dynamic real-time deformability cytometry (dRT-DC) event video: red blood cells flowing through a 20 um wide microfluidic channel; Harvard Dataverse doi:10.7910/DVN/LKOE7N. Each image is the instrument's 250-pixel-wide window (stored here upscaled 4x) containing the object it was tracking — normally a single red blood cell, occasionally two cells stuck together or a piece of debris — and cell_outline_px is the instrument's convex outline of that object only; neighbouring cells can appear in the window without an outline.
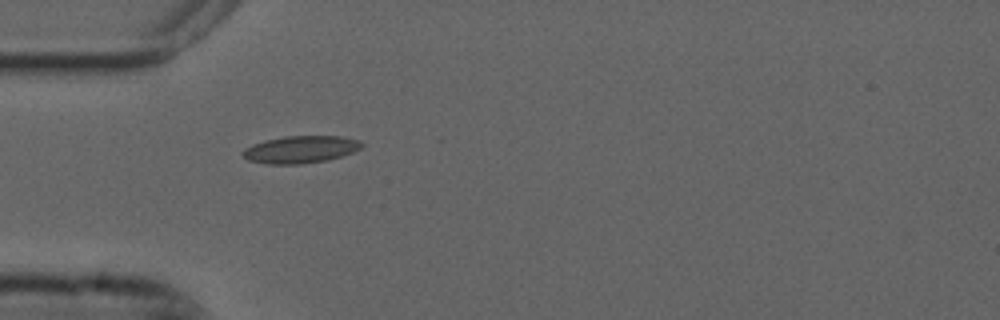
{"species": "common noctule bat (a hibernating species)", "species_latin": "Nyctalus noctula", "temperature_condition": "cold", "stored_images_in_passage": 1, "camera_frame_rate_fps": 3000, "um_per_image_px": 0.085, "animal": {"sex": "male", "forearm_length_mm": 52.5}, "frame": {"image": 1, "passage_image": 1, "time_ms": 0.0, "image_size_px": [1000, 320], "cell_outline_px": [[364, 144], [360, 148], [352, 152], [328, 160], [300, 164], [268, 164], [248, 160], [240, 152], [244, 148], [252, 144], [264, 140], [284, 136], [340, 136], [360, 140]], "centroid_in_image_um": [25.52, 12.7], "position_along_channel_um": 59.5, "area_um2": 18.96}}